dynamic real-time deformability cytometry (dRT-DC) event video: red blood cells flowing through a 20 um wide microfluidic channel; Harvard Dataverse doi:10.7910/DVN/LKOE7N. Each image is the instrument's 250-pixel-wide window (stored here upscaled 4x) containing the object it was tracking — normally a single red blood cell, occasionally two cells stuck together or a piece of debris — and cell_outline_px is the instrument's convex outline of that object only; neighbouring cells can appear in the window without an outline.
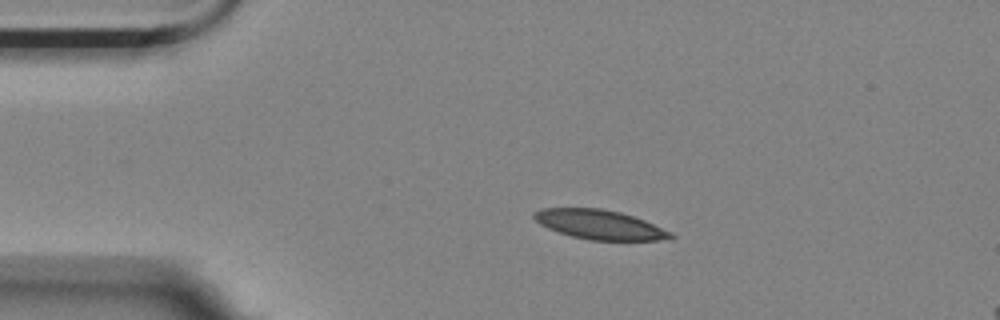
{"species": "Egyptian fruit bat (a non-hibernating species)", "species_latin": "Rousettus aegyptiacus", "temperature_condition": "room temperature", "stored_images_in_passage": 5, "camera_frame_rate_fps": 3000, "um_per_image_px": 0.085, "animal": {"sex": "female"}, "frame": {"image": 1, "passage_image": 3, "time_ms": 0.667, "image_size_px": [1000, 320], "cell_outline_px": [[676, 236], [672, 240], [588, 240], [572, 236], [548, 228], [540, 224], [532, 216], [532, 212], [540, 208], [600, 208], [620, 212], [644, 220], [672, 232]], "centroid_in_image_um": [50.99, 19.09], "position_along_channel_um": 34.0, "area_um2": 23.47}}